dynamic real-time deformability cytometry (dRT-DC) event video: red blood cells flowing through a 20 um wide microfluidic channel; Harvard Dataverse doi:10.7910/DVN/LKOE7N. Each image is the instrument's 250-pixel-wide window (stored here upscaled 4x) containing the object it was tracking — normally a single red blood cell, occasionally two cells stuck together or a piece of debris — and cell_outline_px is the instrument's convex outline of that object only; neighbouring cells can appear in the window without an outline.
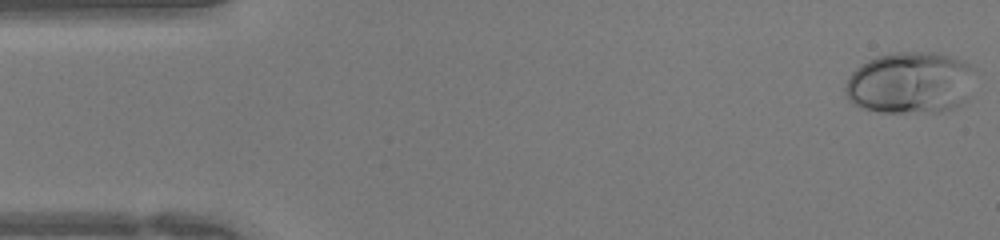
{"species": "human", "species_latin": "Homo sapiens", "temperature_condition": "warm", "stored_images_in_passage": 44, "camera_frame_rate_fps": 3000, "um_per_image_px": 0.085, "donor": {"sex": "female"}, "frame": {"image": 1, "passage_image": 1, "time_ms": 0.0, "image_size_px": [1000, 240], "cell_outline_px": [[968, 68], [964, 104], [940, 112], [880, 112], [860, 108], [848, 100], [844, 92], [844, 88], [848, 76], [860, 64], [876, 56], [892, 52], [936, 52], [952, 56], [968, 64]], "centroid_in_image_um": [77.22, 7.04], "position_along_channel_um": 7.8, "area_um2": 46.12}}
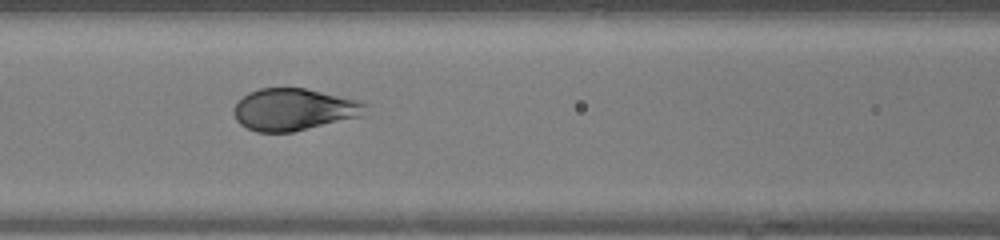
{"frame": {"image": 2, "passage_image": 18, "time_ms": 5.667, "image_size_px": [1000, 240], "cell_outline_px": [[368, 116], [292, 132], [256, 132], [240, 124], [236, 120], [232, 112], [236, 104], [248, 92], [260, 88], [304, 88], [360, 100], [368, 104]], "centroid_in_image_um": [25.06, 9.32], "position_along_channel_um": 141.5, "area_um2": 32.77}}
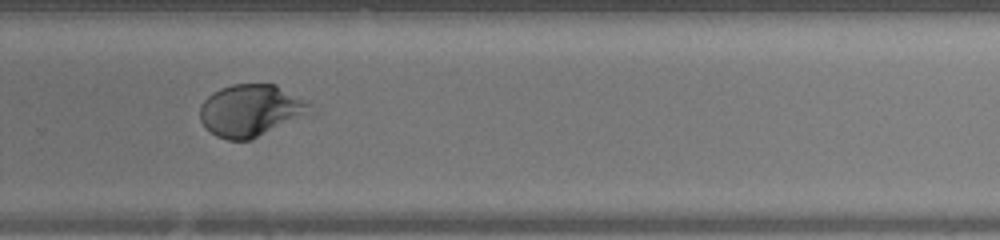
{"frame": {"image": 3, "passage_image": 29, "time_ms": 9.333, "image_size_px": [1000, 240], "cell_outline_px": [[312, 104], [304, 112], [252, 140], [228, 140], [216, 136], [200, 120], [200, 104], [212, 92], [220, 88], [232, 84], [276, 84]], "centroid_in_image_um": [21.19, 9.36], "position_along_channel_um": 308.6, "area_um2": 32.31}}